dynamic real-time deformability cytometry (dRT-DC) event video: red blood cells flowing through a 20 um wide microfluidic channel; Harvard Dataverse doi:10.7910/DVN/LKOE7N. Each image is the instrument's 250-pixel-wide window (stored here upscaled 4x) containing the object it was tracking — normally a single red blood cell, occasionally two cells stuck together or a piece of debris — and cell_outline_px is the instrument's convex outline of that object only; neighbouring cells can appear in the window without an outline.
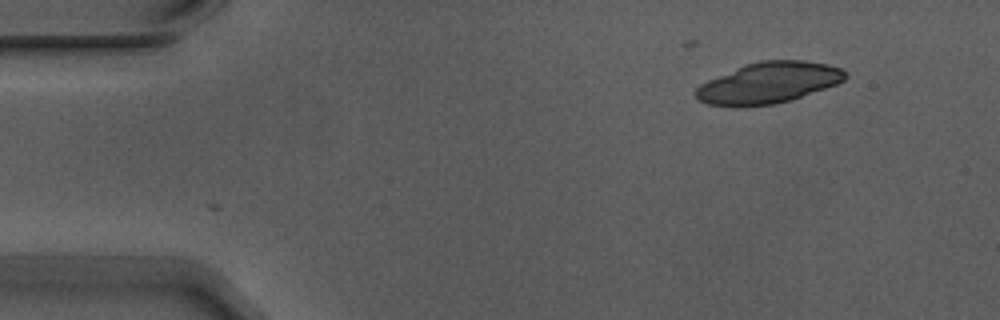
{"species": "Egyptian fruit bat (a non-hibernating species)", "species_latin": "Rousettus aegyptiacus", "temperature_condition": "warm", "stored_images_in_passage": 6, "camera_frame_rate_fps": 3000, "um_per_image_px": 0.085, "animal": {"sex": "male"}, "frame": {"image": 1, "passage_image": 6, "time_ms": 1.667, "image_size_px": [1000, 320], "cell_outline_px": [[848, 76], [844, 80], [836, 84], [792, 100], [772, 104], [708, 104], [700, 100], [696, 96], [696, 88], [700, 84], [708, 80], [744, 64], [760, 60], [804, 60], [828, 64], [840, 68], [848, 72]], "centroid_in_image_um": [65.4, 6.99], "position_along_channel_um": 19.6, "area_um2": 35.08}}